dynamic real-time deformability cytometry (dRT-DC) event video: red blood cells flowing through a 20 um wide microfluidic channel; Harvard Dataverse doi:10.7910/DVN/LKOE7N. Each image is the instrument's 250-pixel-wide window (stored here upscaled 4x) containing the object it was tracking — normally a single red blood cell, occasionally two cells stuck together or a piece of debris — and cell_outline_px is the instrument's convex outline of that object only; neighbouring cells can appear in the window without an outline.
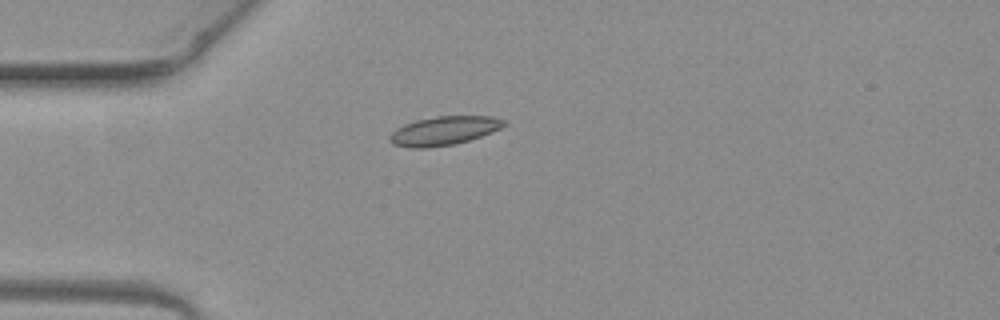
{"species": "common noctule bat (a hibernating species)", "species_latin": "Nyctalus noctula", "temperature_condition": "warm", "stored_images_in_passage": 4, "camera_frame_rate_fps": 3000, "um_per_image_px": 0.085, "animal": {"sex": "female", "body_mass_g": 19.3, "forearm_length_mm": 54.1}, "frame": {"image": 1, "passage_image": 4, "time_ms": 1.0, "image_size_px": [1000, 320], "cell_outline_px": [[508, 124], [500, 128], [480, 136], [456, 144], [428, 148], [412, 148], [392, 144], [388, 140], [388, 136], [396, 128], [404, 124], [416, 120], [436, 116], [492, 116], [504, 120]], "centroid_in_image_um": [37.69, 11.12], "position_along_channel_um": 47.3, "area_um2": 19.25}}